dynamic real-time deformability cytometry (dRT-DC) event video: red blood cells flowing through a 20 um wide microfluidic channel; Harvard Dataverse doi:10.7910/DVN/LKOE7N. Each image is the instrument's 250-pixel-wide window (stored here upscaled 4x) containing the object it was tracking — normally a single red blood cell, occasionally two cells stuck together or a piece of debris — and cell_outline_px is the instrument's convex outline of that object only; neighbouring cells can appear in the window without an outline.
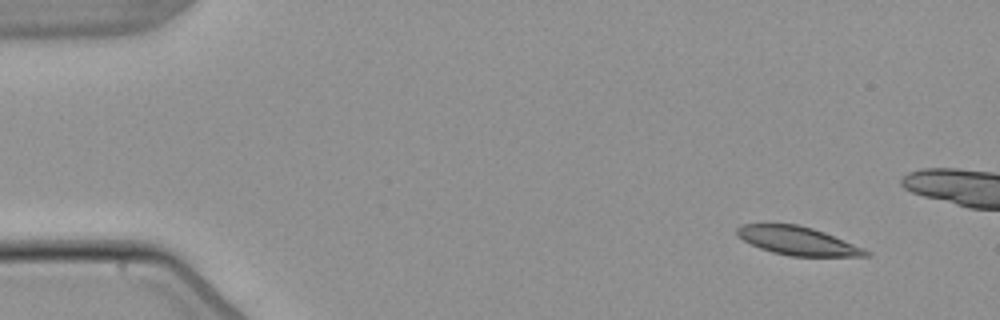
{"species": "common noctule bat (a hibernating species)", "species_latin": "Nyctalus noctula", "temperature_condition": "warm", "stored_images_in_passage": 4, "camera_frame_rate_fps": 3000, "um_per_image_px": 0.085, "animal": {"sex": "male", "body_mass_g": 21.5, "forearm_length_mm": 52.0}, "frame": {"image": 1, "passage_image": 1, "time_ms": 0.0, "image_size_px": [1000, 320], "cell_outline_px": [[872, 256], [788, 256], [772, 252], [760, 248], [736, 236], [736, 228], [744, 224], [796, 224], [812, 228], [824, 232], [864, 248], [872, 252]], "centroid_in_image_um": [67.82, 20.48], "position_along_channel_um": 17.2, "area_um2": 21.27}}